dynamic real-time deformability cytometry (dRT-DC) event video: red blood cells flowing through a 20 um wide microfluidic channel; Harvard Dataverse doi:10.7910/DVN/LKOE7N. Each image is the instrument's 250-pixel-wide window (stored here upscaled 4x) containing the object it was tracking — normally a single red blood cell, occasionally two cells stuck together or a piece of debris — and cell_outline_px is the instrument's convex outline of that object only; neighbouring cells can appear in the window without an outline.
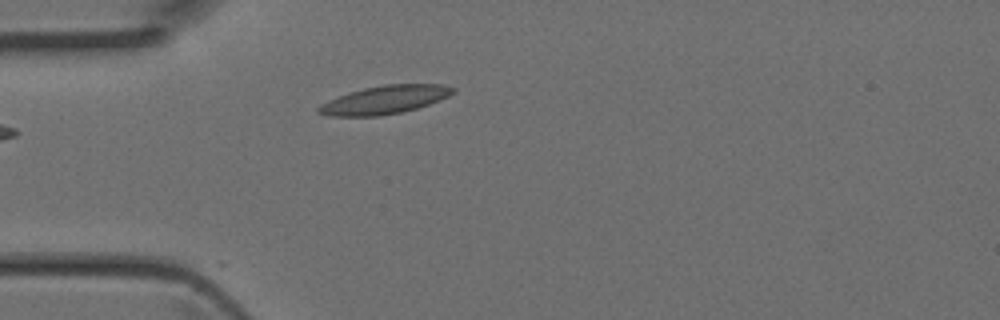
{"species": "Egyptian fruit bat (a non-hibernating species)", "species_latin": "Rousettus aegyptiacus", "temperature_condition": "room temperature", "stored_images_in_passage": 23, "camera_frame_rate_fps": 3000, "um_per_image_px": 0.085, "animal": {"sex": "female"}, "frame": {"image": 1, "passage_image": 1, "time_ms": 0.0, "image_size_px": [1000, 320], "cell_outline_px": [[456, 92], [448, 96], [428, 104], [416, 108], [400, 112], [380, 116], [328, 116], [316, 112], [316, 108], [320, 104], [328, 100], [348, 92], [364, 88], [384, 84], [444, 84], [456, 88]], "centroid_in_image_um": [32.67, 8.47], "position_along_channel_um": 52.3, "area_um2": 22.2}}
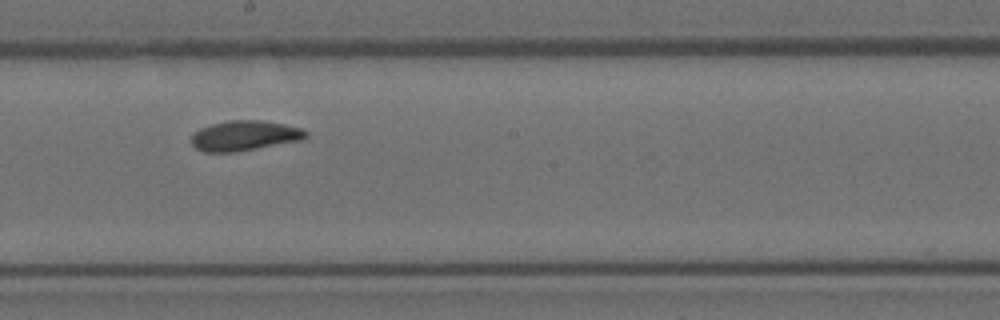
{"frame": {"image": 2, "passage_image": 13, "time_ms": 4.0, "image_size_px": [1000, 320], "cell_outline_px": [[308, 136], [300, 140], [236, 152], [204, 152], [196, 148], [192, 144], [192, 136], [200, 128], [212, 124], [228, 120], [264, 120], [284, 124], [300, 128], [308, 132]], "centroid_in_image_um": [20.79, 11.53], "position_along_channel_um": 227.4, "area_um2": 19.94}}
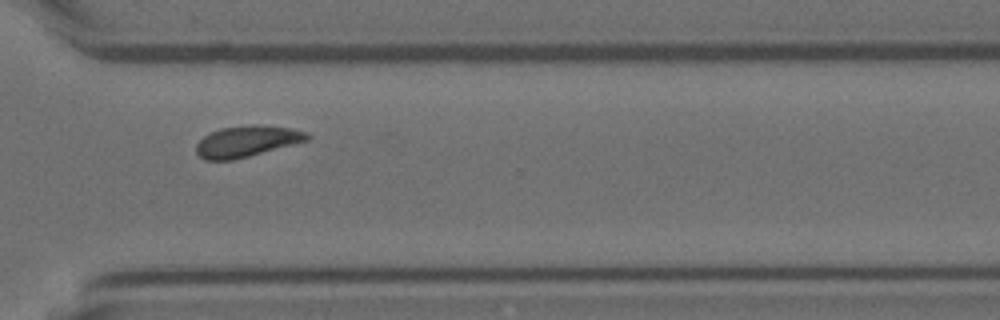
{"frame": {"image": 3, "passage_image": 21, "time_ms": 6.667, "image_size_px": [1000, 320], "cell_outline_px": [[312, 136], [308, 140], [248, 156], [232, 160], [204, 160], [196, 152], [196, 144], [204, 136], [220, 128], [256, 124], [292, 128], [308, 132]], "centroid_in_image_um": [20.99, 12.0], "position_along_channel_um": 349.6, "area_um2": 20.0}}